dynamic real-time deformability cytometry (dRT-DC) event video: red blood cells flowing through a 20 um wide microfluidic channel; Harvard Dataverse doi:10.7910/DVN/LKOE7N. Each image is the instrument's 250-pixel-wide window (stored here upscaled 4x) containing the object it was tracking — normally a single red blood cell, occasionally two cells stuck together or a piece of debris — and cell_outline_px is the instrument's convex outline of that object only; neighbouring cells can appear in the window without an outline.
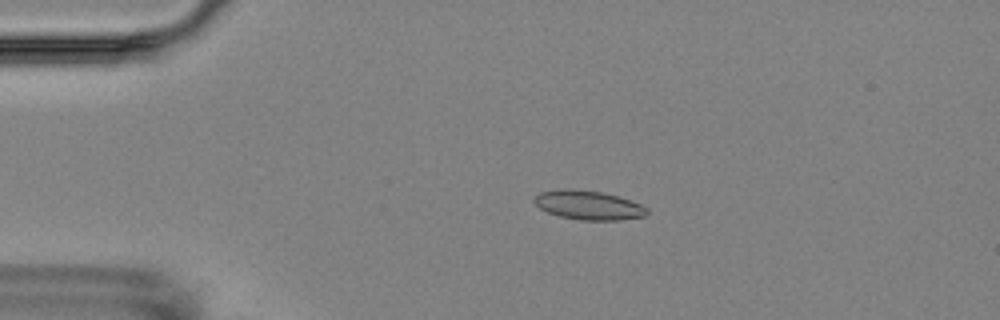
{"species": "Egyptian fruit bat (a non-hibernating species)", "species_latin": "Rousettus aegyptiacus", "temperature_condition": "room temperature", "stored_images_in_passage": 3, "camera_frame_rate_fps": 3000, "um_per_image_px": 0.085, "animal": {"sex": "female"}, "frame": {"image": 1, "passage_image": 3, "time_ms": 2.333, "image_size_px": [1000, 320], "cell_outline_px": [[648, 212], [644, 216], [620, 220], [580, 220], [560, 216], [548, 212], [540, 208], [532, 200], [540, 192], [568, 188], [600, 192], [616, 196], [640, 204], [648, 208]], "centroid_in_image_um": [50.01, 17.44], "position_along_channel_um": 35.0, "area_um2": 18.84}}